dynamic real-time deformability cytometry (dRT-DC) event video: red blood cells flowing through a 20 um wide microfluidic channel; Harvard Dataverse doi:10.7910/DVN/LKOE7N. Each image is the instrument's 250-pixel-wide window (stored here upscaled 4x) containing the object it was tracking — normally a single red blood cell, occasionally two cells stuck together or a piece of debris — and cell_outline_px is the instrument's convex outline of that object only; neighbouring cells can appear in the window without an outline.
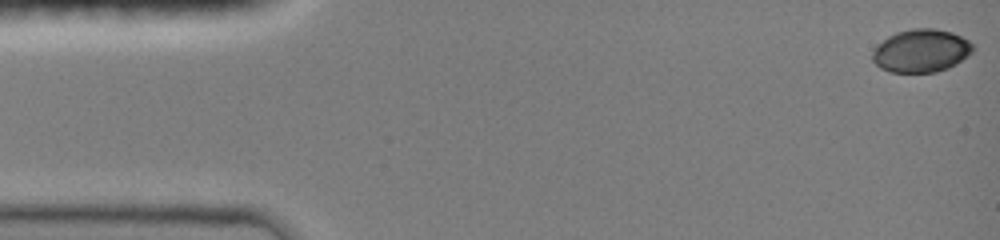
{"species": "common noctule bat (a hibernating species)", "species_latin": "Nyctalus noctula", "temperature_condition": "room temperature", "stored_images_in_passage": 9, "camera_frame_rate_fps": 3000, "um_per_image_px": 0.085, "animal": {"sex": "female", "body_mass_g": 19.0, "forearm_length_mm": 51.5}, "frame": {"image": 1, "passage_image": 1, "time_ms": 0.0, "image_size_px": [1000, 240], "cell_outline_px": [[976, 48], [972, 52], [956, 64], [948, 68], [936, 72], [888, 72], [880, 68], [872, 60], [872, 52], [888, 36], [896, 32], [912, 28], [936, 28], [952, 32], [968, 40]], "centroid_in_image_um": [78.31, 4.31], "position_along_channel_um": 6.7, "area_um2": 25.2}}
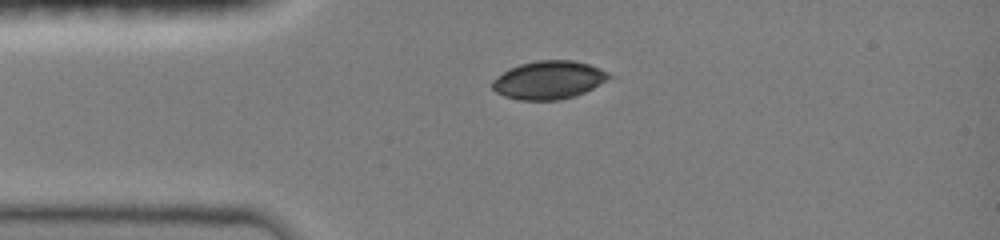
{"frame": {"image": 2, "passage_image": 8, "time_ms": 3.333, "image_size_px": [1000, 240], "cell_outline_px": [[612, 76], [592, 88], [584, 92], [560, 100], [520, 100], [504, 96], [496, 92], [492, 88], [492, 80], [508, 68], [520, 64], [536, 60], [572, 60], [588, 64], [600, 68], [608, 72]], "centroid_in_image_um": [46.6, 6.79], "position_along_channel_um": 38.4, "area_um2": 25.84}}